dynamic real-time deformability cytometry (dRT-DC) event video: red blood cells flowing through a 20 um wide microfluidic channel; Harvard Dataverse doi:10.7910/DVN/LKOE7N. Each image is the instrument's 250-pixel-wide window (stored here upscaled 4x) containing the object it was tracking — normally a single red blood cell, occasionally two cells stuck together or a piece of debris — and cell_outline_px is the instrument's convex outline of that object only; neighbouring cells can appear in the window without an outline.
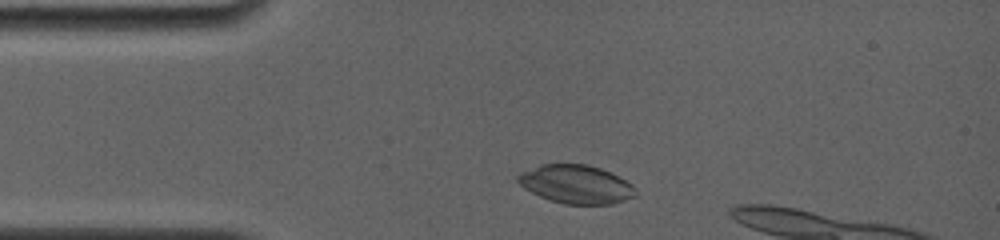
{"species": "common noctule bat (a hibernating species)", "species_latin": "Nyctalus noctula", "temperature_condition": "room temperature", "stored_images_in_passage": 3, "camera_frame_rate_fps": 4000, "um_per_image_px": 0.085, "animal": {"sex": "female", "body_mass_g": 19.0, "forearm_length_mm": 56.7}, "frame": {"image": 1, "passage_image": 1, "time_ms": 0.0, "image_size_px": [1000, 240], "cell_outline_px": [[640, 196], [612, 204], [564, 204], [540, 196], [524, 188], [516, 180], [516, 176], [520, 172], [540, 164], [588, 164], [612, 172], [632, 184], [636, 188]], "centroid_in_image_um": [49.01, 15.66], "position_along_channel_um": 36.0, "area_um2": 26.76}}